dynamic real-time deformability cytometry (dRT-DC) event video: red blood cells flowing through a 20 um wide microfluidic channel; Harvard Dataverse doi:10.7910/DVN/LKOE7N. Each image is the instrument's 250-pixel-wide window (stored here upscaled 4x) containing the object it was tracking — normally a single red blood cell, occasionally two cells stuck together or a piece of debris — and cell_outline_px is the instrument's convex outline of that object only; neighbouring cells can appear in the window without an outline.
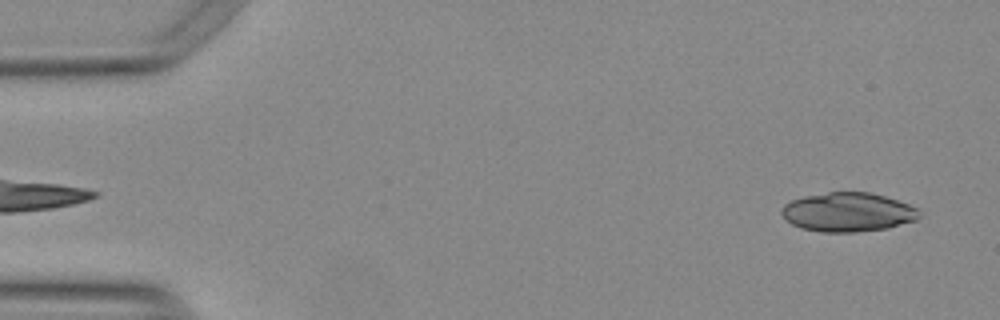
{"species": "Egyptian fruit bat (a non-hibernating species)", "species_latin": "Rousettus aegyptiacus", "temperature_condition": "warm", "stored_images_in_passage": 52, "camera_frame_rate_fps": 3000, "um_per_image_px": 0.085, "animal": {"sex": "female"}, "frame": {"image": 1, "passage_image": 2, "time_ms": 0.333, "image_size_px": [1000, 320], "cell_outline_px": [[920, 216], [916, 220], [888, 228], [856, 232], [820, 232], [800, 228], [792, 224], [780, 212], [784, 204], [792, 200], [804, 196], [828, 192], [868, 192], [884, 196], [908, 204], [916, 208]], "centroid_in_image_um": [72.05, 18.04], "position_along_channel_um": 12.9, "area_um2": 31.21}}
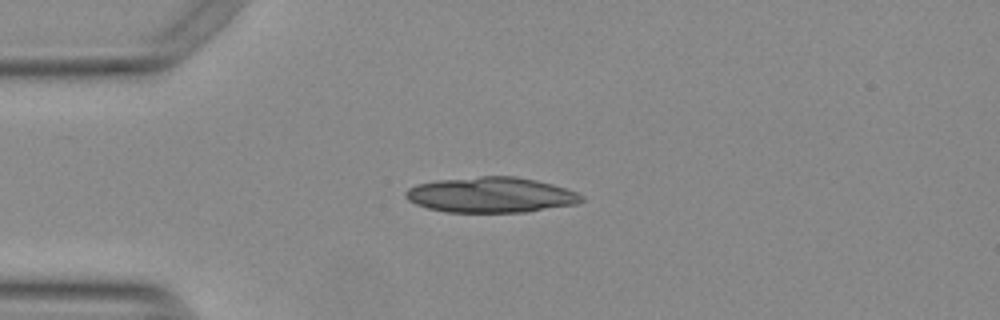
{"frame": {"image": 2, "passage_image": 12, "time_ms": 3.667, "image_size_px": [1000, 320], "cell_outline_px": [[584, 200], [576, 204], [528, 212], [444, 212], [428, 208], [416, 204], [408, 200], [404, 196], [404, 192], [408, 188], [416, 184], [436, 180], [480, 176], [516, 176], [536, 180], [552, 184], [576, 192], [584, 196]], "centroid_in_image_um": [41.71, 16.56], "position_along_channel_um": 43.3, "area_um2": 36.53}}